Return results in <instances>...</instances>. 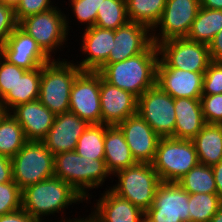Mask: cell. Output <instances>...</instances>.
Returning a JSON list of instances; mask_svg holds the SVG:
<instances>
[{
    "label": "cell",
    "mask_w": 222,
    "mask_h": 222,
    "mask_svg": "<svg viewBox=\"0 0 222 222\" xmlns=\"http://www.w3.org/2000/svg\"><path fill=\"white\" fill-rule=\"evenodd\" d=\"M140 222H152L149 218H147L145 215L141 218Z\"/></svg>",
    "instance_id": "c3c4849f"
},
{
    "label": "cell",
    "mask_w": 222,
    "mask_h": 222,
    "mask_svg": "<svg viewBox=\"0 0 222 222\" xmlns=\"http://www.w3.org/2000/svg\"><path fill=\"white\" fill-rule=\"evenodd\" d=\"M52 2V3H51ZM53 1L51 0H21L18 6L14 9L17 22L19 23L22 19L39 14L54 8Z\"/></svg>",
    "instance_id": "f35d334b"
},
{
    "label": "cell",
    "mask_w": 222,
    "mask_h": 222,
    "mask_svg": "<svg viewBox=\"0 0 222 222\" xmlns=\"http://www.w3.org/2000/svg\"><path fill=\"white\" fill-rule=\"evenodd\" d=\"M0 55L9 63L26 70L42 67L51 59L41 50L36 40L17 26L0 50Z\"/></svg>",
    "instance_id": "9a60e30c"
},
{
    "label": "cell",
    "mask_w": 222,
    "mask_h": 222,
    "mask_svg": "<svg viewBox=\"0 0 222 222\" xmlns=\"http://www.w3.org/2000/svg\"><path fill=\"white\" fill-rule=\"evenodd\" d=\"M222 30V10L200 7L197 17L191 24L187 37L189 40L209 44Z\"/></svg>",
    "instance_id": "4316f807"
},
{
    "label": "cell",
    "mask_w": 222,
    "mask_h": 222,
    "mask_svg": "<svg viewBox=\"0 0 222 222\" xmlns=\"http://www.w3.org/2000/svg\"><path fill=\"white\" fill-rule=\"evenodd\" d=\"M42 67L28 70L22 77H19L13 90H10L1 100L0 105L6 112L14 107L38 99Z\"/></svg>",
    "instance_id": "484cf974"
},
{
    "label": "cell",
    "mask_w": 222,
    "mask_h": 222,
    "mask_svg": "<svg viewBox=\"0 0 222 222\" xmlns=\"http://www.w3.org/2000/svg\"><path fill=\"white\" fill-rule=\"evenodd\" d=\"M200 7L199 0H167L160 21L152 29L153 43L157 46L169 39L187 37Z\"/></svg>",
    "instance_id": "30bf717a"
},
{
    "label": "cell",
    "mask_w": 222,
    "mask_h": 222,
    "mask_svg": "<svg viewBox=\"0 0 222 222\" xmlns=\"http://www.w3.org/2000/svg\"><path fill=\"white\" fill-rule=\"evenodd\" d=\"M66 60L59 57L42 66L38 100L55 115L69 112L71 87L82 71Z\"/></svg>",
    "instance_id": "277c9868"
},
{
    "label": "cell",
    "mask_w": 222,
    "mask_h": 222,
    "mask_svg": "<svg viewBox=\"0 0 222 222\" xmlns=\"http://www.w3.org/2000/svg\"><path fill=\"white\" fill-rule=\"evenodd\" d=\"M69 112L88 124H101L100 73L81 71L74 80L69 101Z\"/></svg>",
    "instance_id": "7c38bea8"
},
{
    "label": "cell",
    "mask_w": 222,
    "mask_h": 222,
    "mask_svg": "<svg viewBox=\"0 0 222 222\" xmlns=\"http://www.w3.org/2000/svg\"><path fill=\"white\" fill-rule=\"evenodd\" d=\"M83 31L80 48L86 57L75 63L82 71H98L107 62L114 44V30L93 26Z\"/></svg>",
    "instance_id": "ffe728a7"
},
{
    "label": "cell",
    "mask_w": 222,
    "mask_h": 222,
    "mask_svg": "<svg viewBox=\"0 0 222 222\" xmlns=\"http://www.w3.org/2000/svg\"><path fill=\"white\" fill-rule=\"evenodd\" d=\"M53 164L54 176L70 184L86 200V203L92 198L88 192L99 186L102 188L106 178H111L104 159L85 158L76 151L55 155Z\"/></svg>",
    "instance_id": "3957f363"
},
{
    "label": "cell",
    "mask_w": 222,
    "mask_h": 222,
    "mask_svg": "<svg viewBox=\"0 0 222 222\" xmlns=\"http://www.w3.org/2000/svg\"><path fill=\"white\" fill-rule=\"evenodd\" d=\"M10 114L21 125L28 141H41L56 117L38 99L14 107Z\"/></svg>",
    "instance_id": "7402d4cb"
},
{
    "label": "cell",
    "mask_w": 222,
    "mask_h": 222,
    "mask_svg": "<svg viewBox=\"0 0 222 222\" xmlns=\"http://www.w3.org/2000/svg\"><path fill=\"white\" fill-rule=\"evenodd\" d=\"M104 151L105 164L112 176L137 163L130 152L124 133L118 126H108L105 129Z\"/></svg>",
    "instance_id": "cb8c5ba5"
},
{
    "label": "cell",
    "mask_w": 222,
    "mask_h": 222,
    "mask_svg": "<svg viewBox=\"0 0 222 222\" xmlns=\"http://www.w3.org/2000/svg\"><path fill=\"white\" fill-rule=\"evenodd\" d=\"M189 193L177 182H161L145 212L152 222H190Z\"/></svg>",
    "instance_id": "4fadbf2b"
},
{
    "label": "cell",
    "mask_w": 222,
    "mask_h": 222,
    "mask_svg": "<svg viewBox=\"0 0 222 222\" xmlns=\"http://www.w3.org/2000/svg\"><path fill=\"white\" fill-rule=\"evenodd\" d=\"M12 161L10 157L0 155V183L13 180Z\"/></svg>",
    "instance_id": "7bdbcfd3"
},
{
    "label": "cell",
    "mask_w": 222,
    "mask_h": 222,
    "mask_svg": "<svg viewBox=\"0 0 222 222\" xmlns=\"http://www.w3.org/2000/svg\"><path fill=\"white\" fill-rule=\"evenodd\" d=\"M158 63L163 68H178L184 71L205 73L211 62L209 47L205 43L174 38L157 45Z\"/></svg>",
    "instance_id": "9c48e42d"
},
{
    "label": "cell",
    "mask_w": 222,
    "mask_h": 222,
    "mask_svg": "<svg viewBox=\"0 0 222 222\" xmlns=\"http://www.w3.org/2000/svg\"><path fill=\"white\" fill-rule=\"evenodd\" d=\"M177 183L189 194L216 193L213 169L204 164L193 167Z\"/></svg>",
    "instance_id": "4dcf8cb0"
},
{
    "label": "cell",
    "mask_w": 222,
    "mask_h": 222,
    "mask_svg": "<svg viewBox=\"0 0 222 222\" xmlns=\"http://www.w3.org/2000/svg\"><path fill=\"white\" fill-rule=\"evenodd\" d=\"M103 191L88 217L92 222H140L145 215L129 200L115 194L110 188Z\"/></svg>",
    "instance_id": "44dd1931"
},
{
    "label": "cell",
    "mask_w": 222,
    "mask_h": 222,
    "mask_svg": "<svg viewBox=\"0 0 222 222\" xmlns=\"http://www.w3.org/2000/svg\"><path fill=\"white\" fill-rule=\"evenodd\" d=\"M118 182L109 187L118 196L146 212L154 202L161 179L152 163H139L117 172Z\"/></svg>",
    "instance_id": "5b68a950"
},
{
    "label": "cell",
    "mask_w": 222,
    "mask_h": 222,
    "mask_svg": "<svg viewBox=\"0 0 222 222\" xmlns=\"http://www.w3.org/2000/svg\"><path fill=\"white\" fill-rule=\"evenodd\" d=\"M137 112L160 137L174 134V98L159 86H153L138 98Z\"/></svg>",
    "instance_id": "8fae6325"
},
{
    "label": "cell",
    "mask_w": 222,
    "mask_h": 222,
    "mask_svg": "<svg viewBox=\"0 0 222 222\" xmlns=\"http://www.w3.org/2000/svg\"><path fill=\"white\" fill-rule=\"evenodd\" d=\"M22 208V190L12 180L0 183V216Z\"/></svg>",
    "instance_id": "836d02e7"
},
{
    "label": "cell",
    "mask_w": 222,
    "mask_h": 222,
    "mask_svg": "<svg viewBox=\"0 0 222 222\" xmlns=\"http://www.w3.org/2000/svg\"><path fill=\"white\" fill-rule=\"evenodd\" d=\"M152 43V30L148 26L129 21L114 30V44L105 64L136 56L144 52Z\"/></svg>",
    "instance_id": "2e32d148"
},
{
    "label": "cell",
    "mask_w": 222,
    "mask_h": 222,
    "mask_svg": "<svg viewBox=\"0 0 222 222\" xmlns=\"http://www.w3.org/2000/svg\"><path fill=\"white\" fill-rule=\"evenodd\" d=\"M192 141L200 164L212 167L222 160V124H205Z\"/></svg>",
    "instance_id": "d4e9b609"
},
{
    "label": "cell",
    "mask_w": 222,
    "mask_h": 222,
    "mask_svg": "<svg viewBox=\"0 0 222 222\" xmlns=\"http://www.w3.org/2000/svg\"><path fill=\"white\" fill-rule=\"evenodd\" d=\"M174 108L176 124L171 137L192 140L206 124L200 99L176 98L174 99Z\"/></svg>",
    "instance_id": "603a6c76"
},
{
    "label": "cell",
    "mask_w": 222,
    "mask_h": 222,
    "mask_svg": "<svg viewBox=\"0 0 222 222\" xmlns=\"http://www.w3.org/2000/svg\"><path fill=\"white\" fill-rule=\"evenodd\" d=\"M0 222H41L32 217L23 208L0 216Z\"/></svg>",
    "instance_id": "60d3db41"
},
{
    "label": "cell",
    "mask_w": 222,
    "mask_h": 222,
    "mask_svg": "<svg viewBox=\"0 0 222 222\" xmlns=\"http://www.w3.org/2000/svg\"><path fill=\"white\" fill-rule=\"evenodd\" d=\"M118 127L124 133L135 161L152 163L161 137L154 132L138 112L120 123Z\"/></svg>",
    "instance_id": "5bb4252c"
},
{
    "label": "cell",
    "mask_w": 222,
    "mask_h": 222,
    "mask_svg": "<svg viewBox=\"0 0 222 222\" xmlns=\"http://www.w3.org/2000/svg\"><path fill=\"white\" fill-rule=\"evenodd\" d=\"M200 6L212 10H222V0H199Z\"/></svg>",
    "instance_id": "f6af8a7d"
},
{
    "label": "cell",
    "mask_w": 222,
    "mask_h": 222,
    "mask_svg": "<svg viewBox=\"0 0 222 222\" xmlns=\"http://www.w3.org/2000/svg\"><path fill=\"white\" fill-rule=\"evenodd\" d=\"M28 70L6 61L0 55V100L13 90L19 77H22Z\"/></svg>",
    "instance_id": "d590c367"
},
{
    "label": "cell",
    "mask_w": 222,
    "mask_h": 222,
    "mask_svg": "<svg viewBox=\"0 0 222 222\" xmlns=\"http://www.w3.org/2000/svg\"><path fill=\"white\" fill-rule=\"evenodd\" d=\"M57 7L28 16L18 23L23 31L36 40L38 46L50 59H54L52 54H55L56 50L61 51L60 47L69 40L68 34L71 27L69 18L61 8Z\"/></svg>",
    "instance_id": "8992f818"
},
{
    "label": "cell",
    "mask_w": 222,
    "mask_h": 222,
    "mask_svg": "<svg viewBox=\"0 0 222 222\" xmlns=\"http://www.w3.org/2000/svg\"><path fill=\"white\" fill-rule=\"evenodd\" d=\"M167 0H126L129 21L139 22L151 30L160 21Z\"/></svg>",
    "instance_id": "f1b7e54d"
},
{
    "label": "cell",
    "mask_w": 222,
    "mask_h": 222,
    "mask_svg": "<svg viewBox=\"0 0 222 222\" xmlns=\"http://www.w3.org/2000/svg\"><path fill=\"white\" fill-rule=\"evenodd\" d=\"M221 205L217 193L189 194L190 222H210Z\"/></svg>",
    "instance_id": "d6a6232c"
},
{
    "label": "cell",
    "mask_w": 222,
    "mask_h": 222,
    "mask_svg": "<svg viewBox=\"0 0 222 222\" xmlns=\"http://www.w3.org/2000/svg\"><path fill=\"white\" fill-rule=\"evenodd\" d=\"M128 22L126 0H101L95 26L116 30Z\"/></svg>",
    "instance_id": "1f68e13d"
},
{
    "label": "cell",
    "mask_w": 222,
    "mask_h": 222,
    "mask_svg": "<svg viewBox=\"0 0 222 222\" xmlns=\"http://www.w3.org/2000/svg\"><path fill=\"white\" fill-rule=\"evenodd\" d=\"M214 180L216 182V193L219 196L220 201L222 202V160L212 166Z\"/></svg>",
    "instance_id": "ee69618b"
},
{
    "label": "cell",
    "mask_w": 222,
    "mask_h": 222,
    "mask_svg": "<svg viewBox=\"0 0 222 222\" xmlns=\"http://www.w3.org/2000/svg\"><path fill=\"white\" fill-rule=\"evenodd\" d=\"M158 61V47L152 43L136 56L104 64L98 72L106 82L133 94L138 99L156 85Z\"/></svg>",
    "instance_id": "6da1fadb"
},
{
    "label": "cell",
    "mask_w": 222,
    "mask_h": 222,
    "mask_svg": "<svg viewBox=\"0 0 222 222\" xmlns=\"http://www.w3.org/2000/svg\"><path fill=\"white\" fill-rule=\"evenodd\" d=\"M222 94V62L211 61L203 76L202 95Z\"/></svg>",
    "instance_id": "74e56055"
},
{
    "label": "cell",
    "mask_w": 222,
    "mask_h": 222,
    "mask_svg": "<svg viewBox=\"0 0 222 222\" xmlns=\"http://www.w3.org/2000/svg\"><path fill=\"white\" fill-rule=\"evenodd\" d=\"M27 142L21 125L5 112L0 118V155L12 158Z\"/></svg>",
    "instance_id": "83f0119b"
},
{
    "label": "cell",
    "mask_w": 222,
    "mask_h": 222,
    "mask_svg": "<svg viewBox=\"0 0 222 222\" xmlns=\"http://www.w3.org/2000/svg\"><path fill=\"white\" fill-rule=\"evenodd\" d=\"M11 161L13 181L21 190L54 176V155L41 141H28Z\"/></svg>",
    "instance_id": "ba28073f"
},
{
    "label": "cell",
    "mask_w": 222,
    "mask_h": 222,
    "mask_svg": "<svg viewBox=\"0 0 222 222\" xmlns=\"http://www.w3.org/2000/svg\"><path fill=\"white\" fill-rule=\"evenodd\" d=\"M89 125L71 112L58 114L48 134L41 142L54 156L63 152L75 151L79 137Z\"/></svg>",
    "instance_id": "ac0fdd59"
},
{
    "label": "cell",
    "mask_w": 222,
    "mask_h": 222,
    "mask_svg": "<svg viewBox=\"0 0 222 222\" xmlns=\"http://www.w3.org/2000/svg\"><path fill=\"white\" fill-rule=\"evenodd\" d=\"M200 103L206 124H222V94L202 95Z\"/></svg>",
    "instance_id": "8d00e7d4"
},
{
    "label": "cell",
    "mask_w": 222,
    "mask_h": 222,
    "mask_svg": "<svg viewBox=\"0 0 222 222\" xmlns=\"http://www.w3.org/2000/svg\"><path fill=\"white\" fill-rule=\"evenodd\" d=\"M6 111L3 109V107L0 105V118Z\"/></svg>",
    "instance_id": "681fc988"
},
{
    "label": "cell",
    "mask_w": 222,
    "mask_h": 222,
    "mask_svg": "<svg viewBox=\"0 0 222 222\" xmlns=\"http://www.w3.org/2000/svg\"><path fill=\"white\" fill-rule=\"evenodd\" d=\"M83 201L85 199L70 184L55 176L22 190V208L41 222H46L43 220L50 214L64 213L68 206Z\"/></svg>",
    "instance_id": "7a4b0ae2"
},
{
    "label": "cell",
    "mask_w": 222,
    "mask_h": 222,
    "mask_svg": "<svg viewBox=\"0 0 222 222\" xmlns=\"http://www.w3.org/2000/svg\"><path fill=\"white\" fill-rule=\"evenodd\" d=\"M101 124L118 126L137 113L138 99L131 93L111 85L100 75Z\"/></svg>",
    "instance_id": "e0dca14e"
},
{
    "label": "cell",
    "mask_w": 222,
    "mask_h": 222,
    "mask_svg": "<svg viewBox=\"0 0 222 222\" xmlns=\"http://www.w3.org/2000/svg\"><path fill=\"white\" fill-rule=\"evenodd\" d=\"M18 26L14 8L0 4V50L7 38Z\"/></svg>",
    "instance_id": "ab89813d"
},
{
    "label": "cell",
    "mask_w": 222,
    "mask_h": 222,
    "mask_svg": "<svg viewBox=\"0 0 222 222\" xmlns=\"http://www.w3.org/2000/svg\"><path fill=\"white\" fill-rule=\"evenodd\" d=\"M211 61L222 62V30L208 44Z\"/></svg>",
    "instance_id": "b9f144b4"
},
{
    "label": "cell",
    "mask_w": 222,
    "mask_h": 222,
    "mask_svg": "<svg viewBox=\"0 0 222 222\" xmlns=\"http://www.w3.org/2000/svg\"><path fill=\"white\" fill-rule=\"evenodd\" d=\"M198 164L192 140L160 138L152 166L162 182H177Z\"/></svg>",
    "instance_id": "52a82bcc"
},
{
    "label": "cell",
    "mask_w": 222,
    "mask_h": 222,
    "mask_svg": "<svg viewBox=\"0 0 222 222\" xmlns=\"http://www.w3.org/2000/svg\"><path fill=\"white\" fill-rule=\"evenodd\" d=\"M21 0H0V4H4L10 6L12 8H16Z\"/></svg>",
    "instance_id": "7dc6e473"
},
{
    "label": "cell",
    "mask_w": 222,
    "mask_h": 222,
    "mask_svg": "<svg viewBox=\"0 0 222 222\" xmlns=\"http://www.w3.org/2000/svg\"><path fill=\"white\" fill-rule=\"evenodd\" d=\"M74 13L73 17L81 24H86V28L95 26L98 8L101 5V0H69Z\"/></svg>",
    "instance_id": "e575fe53"
},
{
    "label": "cell",
    "mask_w": 222,
    "mask_h": 222,
    "mask_svg": "<svg viewBox=\"0 0 222 222\" xmlns=\"http://www.w3.org/2000/svg\"><path fill=\"white\" fill-rule=\"evenodd\" d=\"M105 124H90L79 137L75 151L85 158L104 159Z\"/></svg>",
    "instance_id": "f546056e"
},
{
    "label": "cell",
    "mask_w": 222,
    "mask_h": 222,
    "mask_svg": "<svg viewBox=\"0 0 222 222\" xmlns=\"http://www.w3.org/2000/svg\"><path fill=\"white\" fill-rule=\"evenodd\" d=\"M204 73L184 71L178 68H163L157 64L156 85L174 99H200Z\"/></svg>",
    "instance_id": "d6986e66"
},
{
    "label": "cell",
    "mask_w": 222,
    "mask_h": 222,
    "mask_svg": "<svg viewBox=\"0 0 222 222\" xmlns=\"http://www.w3.org/2000/svg\"><path fill=\"white\" fill-rule=\"evenodd\" d=\"M210 222H222V205L219 207L218 211L210 219Z\"/></svg>",
    "instance_id": "bcb514c9"
}]
</instances>
